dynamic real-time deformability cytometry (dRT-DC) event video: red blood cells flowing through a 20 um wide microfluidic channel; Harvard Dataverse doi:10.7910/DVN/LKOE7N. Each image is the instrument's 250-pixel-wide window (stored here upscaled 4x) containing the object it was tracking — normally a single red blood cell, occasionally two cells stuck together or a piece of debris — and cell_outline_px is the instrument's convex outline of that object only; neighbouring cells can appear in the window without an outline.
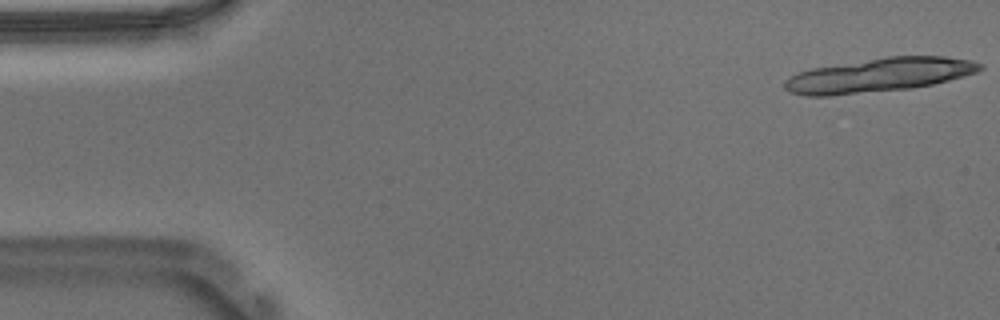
{"species": "Egyptian fruit bat (a non-hibernating species)", "species_latin": "Rousettus aegyptiacus", "temperature_condition": "warm", "stored_images_in_passage": 39, "segment_of_instrument_passage": [1, 2], "camera_frame_rate_fps": 3000, "um_per_image_px": 0.085, "animal": {"sex": "male"}, "frame": {"image": 1, "passage_image": 1, "time_ms": 0.0, "image_size_px": [1000, 320], "cell_outline_px": [[984, 68], [976, 72], [964, 76], [932, 84], [912, 88], [828, 96], [808, 96], [788, 92], [784, 88], [784, 80], [788, 76], [812, 68], [888, 56], [944, 56], [972, 60], [984, 64]], "centroid_in_image_um": [74.72, 6.38], "position_along_channel_um": 10.3, "area_um2": 38.73}}